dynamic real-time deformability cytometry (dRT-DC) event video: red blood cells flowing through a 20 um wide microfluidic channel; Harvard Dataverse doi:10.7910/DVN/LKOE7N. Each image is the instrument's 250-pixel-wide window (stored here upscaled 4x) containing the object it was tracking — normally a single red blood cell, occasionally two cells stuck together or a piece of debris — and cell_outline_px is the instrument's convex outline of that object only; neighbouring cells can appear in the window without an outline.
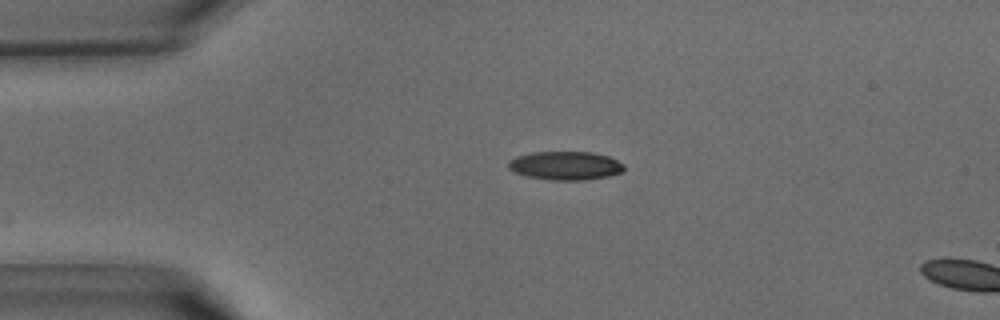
{"species": "common noctule bat (a hibernating species)", "species_latin": "Nyctalus noctula", "temperature_condition": "warm", "stored_images_in_passage": 3, "camera_frame_rate_fps": 3000, "um_per_image_px": 0.085, "animal": {"sex": "male", "body_mass_g": 15.6}, "frame": {"image": 1, "passage_image": 1, "time_ms": 0.0, "image_size_px": [1000, 320], "cell_outline_px": [[624, 172], [608, 176], [584, 180], [548, 180], [524, 176], [508, 168], [508, 160], [516, 156], [532, 152], [592, 152], [608, 156], [624, 164]], "centroid_in_image_um": [48.05, 14.08], "position_along_channel_um": 37.0, "area_um2": 19.42}}